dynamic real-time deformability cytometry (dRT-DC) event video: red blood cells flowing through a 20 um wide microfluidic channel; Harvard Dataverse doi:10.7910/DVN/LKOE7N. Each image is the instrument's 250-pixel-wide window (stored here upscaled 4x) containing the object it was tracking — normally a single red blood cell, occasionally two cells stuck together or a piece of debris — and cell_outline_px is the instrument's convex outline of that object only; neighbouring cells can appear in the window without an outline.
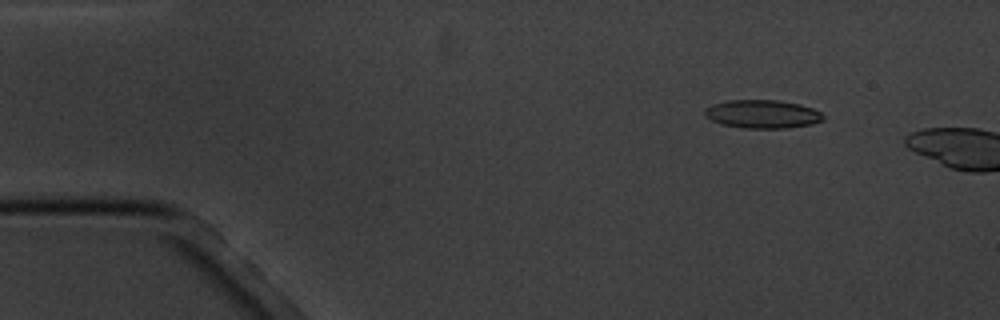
{"species": "common noctule bat (a hibernating species)", "species_latin": "Nyctalus noctula", "temperature_condition": "cold", "stored_images_in_passage": 3, "camera_frame_rate_fps": 3000, "um_per_image_px": 0.085, "animal": {"sex": "male", "body_mass_g": 20.1, "forearm_length_mm": 53.5}, "frame": {"image": 1, "passage_image": 2, "time_ms": 1.0, "image_size_px": [1000, 320], "cell_outline_px": [[824, 120], [812, 124], [788, 128], [744, 128], [720, 124], [704, 116], [704, 108], [712, 104], [728, 100], [780, 100], [800, 104], [812, 108], [820, 112], [824, 116]], "centroid_in_image_um": [64.79, 9.69], "position_along_channel_um": 20.2, "area_um2": 19.77}}